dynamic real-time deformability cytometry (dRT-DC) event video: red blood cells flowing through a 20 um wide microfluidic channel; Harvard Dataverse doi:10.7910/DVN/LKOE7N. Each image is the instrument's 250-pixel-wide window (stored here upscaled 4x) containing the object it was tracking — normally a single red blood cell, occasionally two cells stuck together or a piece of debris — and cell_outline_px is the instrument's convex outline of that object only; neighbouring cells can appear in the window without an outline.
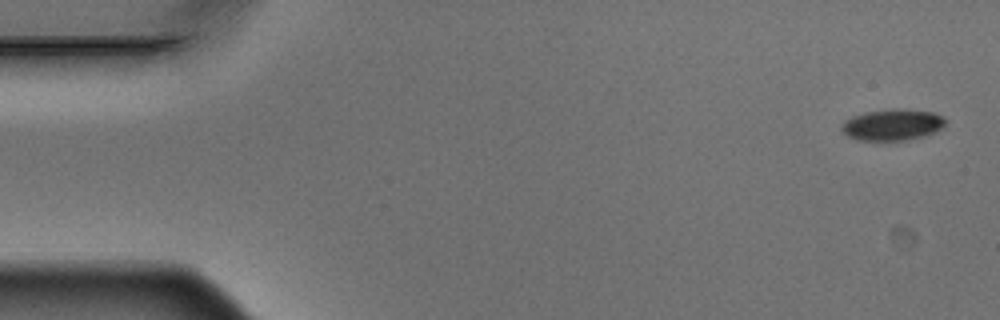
{"species": "Egyptian fruit bat (a non-hibernating species)", "species_latin": "Rousettus aegyptiacus", "temperature_condition": "warm", "stored_images_in_passage": 5, "camera_frame_rate_fps": 3000, "um_per_image_px": 0.085, "animal": {"sex": "male"}, "frame": {"image": 1, "passage_image": 1, "time_ms": 0.0, "image_size_px": [1000, 320], "cell_outline_px": [[948, 120], [940, 128], [932, 132], [920, 136], [904, 140], [856, 140], [848, 136], [840, 128], [844, 120], [852, 116], [864, 112], [892, 108], [900, 108], [932, 112], [944, 116]], "centroid_in_image_um": [75.82, 10.58], "position_along_channel_um": 9.2, "area_um2": 18.9}}
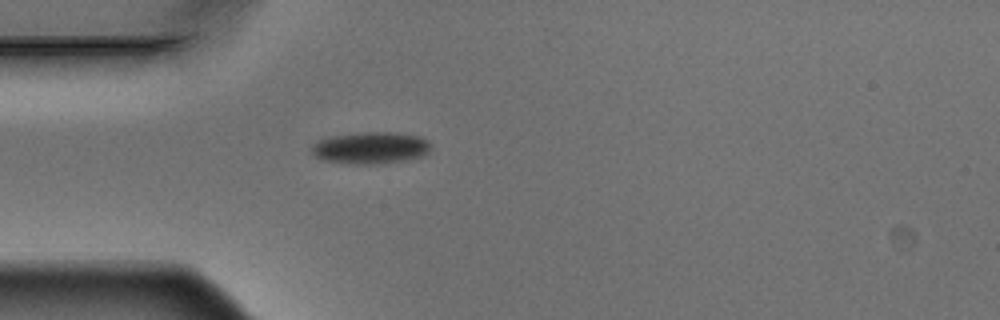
{"frame": {"image": 2, "passage_image": 5, "time_ms": 1.333, "image_size_px": [1000, 320], "cell_outline_px": [[432, 144], [428, 152], [424, 156], [384, 164], [352, 164], [324, 160], [316, 156], [312, 152], [312, 148], [320, 140], [332, 136], [364, 132], [396, 132], [420, 136], [428, 140]], "centroid_in_image_um": [31.59, 12.57], "position_along_channel_um": 53.4, "area_um2": 22.14}}